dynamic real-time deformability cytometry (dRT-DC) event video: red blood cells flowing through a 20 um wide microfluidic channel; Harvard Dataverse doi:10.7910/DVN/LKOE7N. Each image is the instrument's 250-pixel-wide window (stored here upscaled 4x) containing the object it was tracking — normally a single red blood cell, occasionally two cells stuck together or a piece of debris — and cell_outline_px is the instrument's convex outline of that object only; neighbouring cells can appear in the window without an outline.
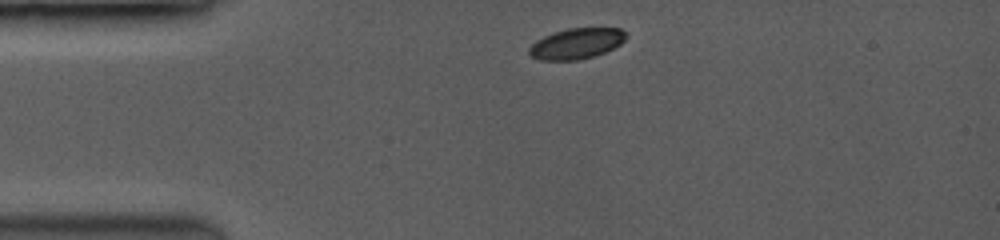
{"species": "common noctule bat (a hibernating species)", "species_latin": "Nyctalus noctula", "temperature_condition": "room temperature", "stored_images_in_passage": 4, "camera_frame_rate_fps": 3500, "um_per_image_px": 0.085, "animal": {"sex": "female", "body_mass_g": 19.0, "forearm_length_mm": 53.3}, "frame": {"image": 1, "passage_image": 1, "time_ms": 0.0, "image_size_px": [1000, 240], "cell_outline_px": [[624, 40], [620, 44], [604, 52], [592, 56], [576, 60], [540, 60], [532, 56], [528, 52], [528, 48], [536, 40], [544, 36], [568, 28], [620, 28], [624, 32]], "centroid_in_image_um": [48.96, 3.7], "position_along_channel_um": 36.0, "area_um2": 16.99}}